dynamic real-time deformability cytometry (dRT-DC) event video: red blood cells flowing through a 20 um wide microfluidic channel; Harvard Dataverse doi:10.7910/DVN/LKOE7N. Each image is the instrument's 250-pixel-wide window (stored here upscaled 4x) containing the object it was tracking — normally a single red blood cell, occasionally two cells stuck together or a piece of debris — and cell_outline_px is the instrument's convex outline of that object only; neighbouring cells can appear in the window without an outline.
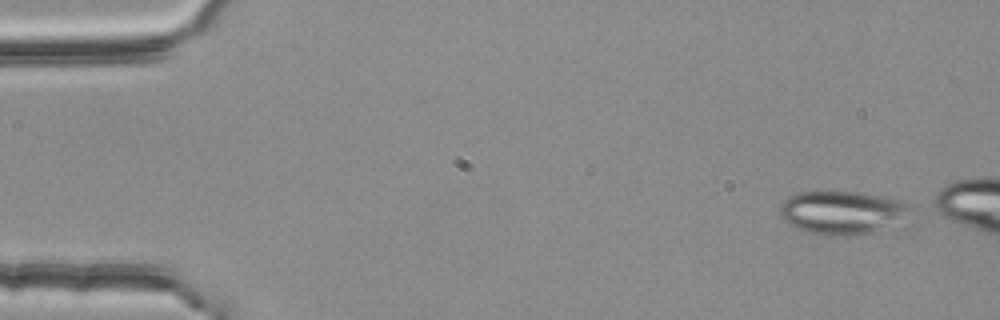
{"species": "common noctule bat (a hibernating species)", "species_latin": "Nyctalus noctula", "temperature_condition": "room temperature", "stored_images_in_passage": 11, "camera_frame_rate_fps": 3000, "um_per_image_px": 0.085, "animal": {"sex": "female", "body_mass_g": 25.1}, "frame": {"image": 1, "passage_image": 1, "time_ms": 0.0, "image_size_px": [1000, 320], "cell_outline_px": [[920, 224], [904, 228], [848, 236], [820, 236], [804, 232], [788, 224], [780, 216], [780, 204], [788, 196], [796, 192], [860, 192], [900, 200], [908, 204], [912, 208]], "centroid_in_image_um": [71.87, 18.14], "position_along_channel_um": 13.1, "area_um2": 35.55}}